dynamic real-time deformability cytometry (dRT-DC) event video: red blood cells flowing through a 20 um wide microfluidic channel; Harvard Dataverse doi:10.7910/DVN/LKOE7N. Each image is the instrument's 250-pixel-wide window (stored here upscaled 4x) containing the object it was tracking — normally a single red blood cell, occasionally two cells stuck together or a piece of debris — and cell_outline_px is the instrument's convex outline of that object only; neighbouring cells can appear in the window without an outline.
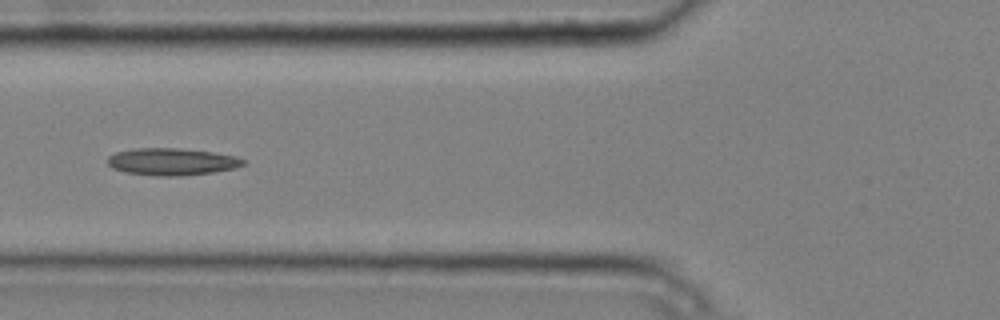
{"species": "common noctule bat (a hibernating species)", "species_latin": "Nyctalus noctula", "temperature_condition": "cold", "stored_images_in_passage": 7, "camera_frame_rate_fps": 3000, "um_per_image_px": 0.085, "animal": {"sex": "male", "body_mass_g": 20.4}, "frame": {"image": 1, "passage_image": 7, "time_ms": 2.0, "image_size_px": [1000, 320], "cell_outline_px": [[248, 160], [244, 164], [232, 168], [212, 172], [180, 176], [160, 176], [128, 172], [112, 168], [108, 164], [108, 156], [116, 152], [140, 148], [180, 148], [212, 152], [236, 156]], "centroid_in_image_um": [14.63, 13.73], "position_along_channel_um": 111.2, "area_um2": 21.21}}